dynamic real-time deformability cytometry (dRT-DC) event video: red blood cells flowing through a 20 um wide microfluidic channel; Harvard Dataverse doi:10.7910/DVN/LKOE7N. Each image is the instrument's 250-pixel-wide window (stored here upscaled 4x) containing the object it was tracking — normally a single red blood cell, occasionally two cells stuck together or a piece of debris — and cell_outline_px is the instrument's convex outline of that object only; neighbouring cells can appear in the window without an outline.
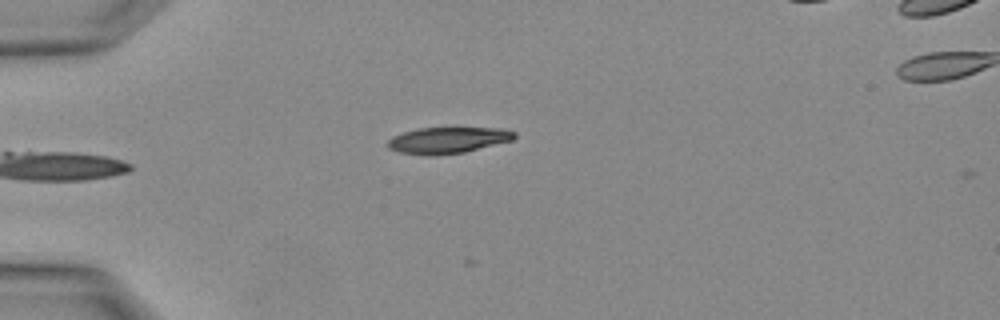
{"species": "Egyptian fruit bat (a non-hibernating species)", "species_latin": "Rousettus aegyptiacus", "temperature_condition": "warm", "stored_images_in_passage": 2, "camera_frame_rate_fps": 3000, "um_per_image_px": 0.085, "animal": {"sex": "female"}, "frame": {"image": 1, "passage_image": 1, "time_ms": 0.0, "image_size_px": [1000, 320], "cell_outline_px": [[516, 136], [512, 140], [464, 152], [432, 156], [428, 156], [400, 152], [388, 148], [388, 140], [392, 136], [416, 128], [500, 128], [516, 132]], "centroid_in_image_um": [38.04, 11.92], "position_along_channel_um": 47.0, "area_um2": 19.31}}